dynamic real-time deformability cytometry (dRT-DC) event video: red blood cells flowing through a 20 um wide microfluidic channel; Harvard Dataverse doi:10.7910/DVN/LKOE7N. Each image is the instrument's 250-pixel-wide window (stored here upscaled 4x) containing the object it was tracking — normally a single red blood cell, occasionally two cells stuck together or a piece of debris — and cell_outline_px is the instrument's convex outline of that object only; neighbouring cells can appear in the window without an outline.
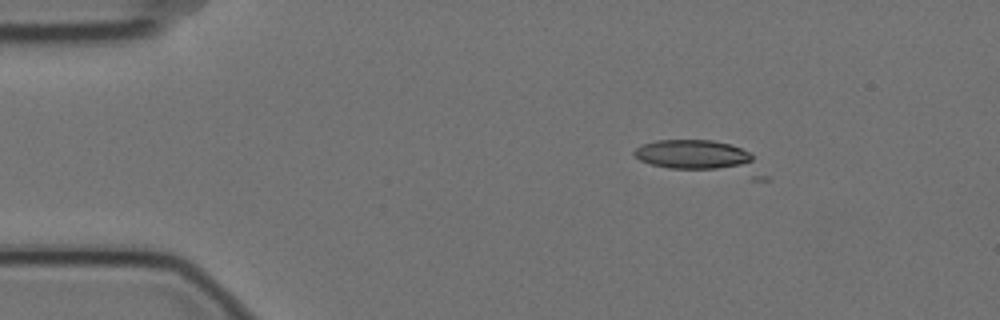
{"species": "Egyptian fruit bat (a non-hibernating species)", "species_latin": "Rousettus aegyptiacus", "temperature_condition": "cold", "stored_images_in_passage": 7, "segment_of_instrument_passage": [1, 2], "camera_frame_rate_fps": 3000, "um_per_image_px": 0.085, "animal": {"sex": "female"}, "frame": {"image": 1, "passage_image": 3, "time_ms": 0.667, "image_size_px": [1000, 320], "cell_outline_px": [[772, 180], [752, 180], [668, 168], [652, 164], [640, 160], [632, 152], [636, 148], [644, 144], [656, 140], [712, 140], [728, 144], [740, 148], [748, 152], [752, 156]], "centroid_in_image_um": [59.69, 13.45], "position_along_channel_um": 25.3, "area_um2": 25.66}}